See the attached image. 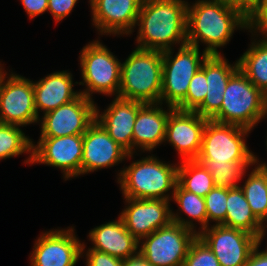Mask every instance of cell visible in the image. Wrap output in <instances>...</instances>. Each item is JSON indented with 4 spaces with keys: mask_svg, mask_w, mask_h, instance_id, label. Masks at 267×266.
Segmentation results:
<instances>
[{
    "mask_svg": "<svg viewBox=\"0 0 267 266\" xmlns=\"http://www.w3.org/2000/svg\"><path fill=\"white\" fill-rule=\"evenodd\" d=\"M187 44H206L208 55H220L235 29H250V16L237 6L214 0H197L187 7ZM200 41V42H199Z\"/></svg>",
    "mask_w": 267,
    "mask_h": 266,
    "instance_id": "obj_1",
    "label": "cell"
},
{
    "mask_svg": "<svg viewBox=\"0 0 267 266\" xmlns=\"http://www.w3.org/2000/svg\"><path fill=\"white\" fill-rule=\"evenodd\" d=\"M187 7L184 0H143L136 22L137 47L165 51L187 44Z\"/></svg>",
    "mask_w": 267,
    "mask_h": 266,
    "instance_id": "obj_2",
    "label": "cell"
},
{
    "mask_svg": "<svg viewBox=\"0 0 267 266\" xmlns=\"http://www.w3.org/2000/svg\"><path fill=\"white\" fill-rule=\"evenodd\" d=\"M178 164H167L155 156L134 161L118 174L122 194L125 198L169 200L171 189L178 182Z\"/></svg>",
    "mask_w": 267,
    "mask_h": 266,
    "instance_id": "obj_3",
    "label": "cell"
},
{
    "mask_svg": "<svg viewBox=\"0 0 267 266\" xmlns=\"http://www.w3.org/2000/svg\"><path fill=\"white\" fill-rule=\"evenodd\" d=\"M162 51L136 47L121 63L118 97L143 103H160Z\"/></svg>",
    "mask_w": 267,
    "mask_h": 266,
    "instance_id": "obj_4",
    "label": "cell"
},
{
    "mask_svg": "<svg viewBox=\"0 0 267 266\" xmlns=\"http://www.w3.org/2000/svg\"><path fill=\"white\" fill-rule=\"evenodd\" d=\"M267 109V95L238 69L229 79L220 111L211 119L252 130Z\"/></svg>",
    "mask_w": 267,
    "mask_h": 266,
    "instance_id": "obj_5",
    "label": "cell"
},
{
    "mask_svg": "<svg viewBox=\"0 0 267 266\" xmlns=\"http://www.w3.org/2000/svg\"><path fill=\"white\" fill-rule=\"evenodd\" d=\"M80 67L82 82L86 89L80 91L88 99L93 93L116 95L118 97L121 82V62L99 40L90 42L82 48Z\"/></svg>",
    "mask_w": 267,
    "mask_h": 266,
    "instance_id": "obj_6",
    "label": "cell"
},
{
    "mask_svg": "<svg viewBox=\"0 0 267 266\" xmlns=\"http://www.w3.org/2000/svg\"><path fill=\"white\" fill-rule=\"evenodd\" d=\"M250 131L241 126L208 120L196 160L202 164L254 162V153L245 143Z\"/></svg>",
    "mask_w": 267,
    "mask_h": 266,
    "instance_id": "obj_7",
    "label": "cell"
},
{
    "mask_svg": "<svg viewBox=\"0 0 267 266\" xmlns=\"http://www.w3.org/2000/svg\"><path fill=\"white\" fill-rule=\"evenodd\" d=\"M172 50L173 48L162 51L160 103L165 101L167 106L175 108L186 97L191 79L208 54L203 51L201 55L198 47L189 44L180 46L174 57Z\"/></svg>",
    "mask_w": 267,
    "mask_h": 266,
    "instance_id": "obj_8",
    "label": "cell"
},
{
    "mask_svg": "<svg viewBox=\"0 0 267 266\" xmlns=\"http://www.w3.org/2000/svg\"><path fill=\"white\" fill-rule=\"evenodd\" d=\"M197 236V232L171 221L143 237L139 252L153 266H182Z\"/></svg>",
    "mask_w": 267,
    "mask_h": 266,
    "instance_id": "obj_9",
    "label": "cell"
},
{
    "mask_svg": "<svg viewBox=\"0 0 267 266\" xmlns=\"http://www.w3.org/2000/svg\"><path fill=\"white\" fill-rule=\"evenodd\" d=\"M7 75L0 87V123L23 127L39 122L33 82L13 72Z\"/></svg>",
    "mask_w": 267,
    "mask_h": 266,
    "instance_id": "obj_10",
    "label": "cell"
},
{
    "mask_svg": "<svg viewBox=\"0 0 267 266\" xmlns=\"http://www.w3.org/2000/svg\"><path fill=\"white\" fill-rule=\"evenodd\" d=\"M221 266H244L252 250L261 242L256 236L223 225L197 231Z\"/></svg>",
    "mask_w": 267,
    "mask_h": 266,
    "instance_id": "obj_11",
    "label": "cell"
},
{
    "mask_svg": "<svg viewBox=\"0 0 267 266\" xmlns=\"http://www.w3.org/2000/svg\"><path fill=\"white\" fill-rule=\"evenodd\" d=\"M96 120L93 100L80 94L76 99L42 116L40 137H62L84 134Z\"/></svg>",
    "mask_w": 267,
    "mask_h": 266,
    "instance_id": "obj_12",
    "label": "cell"
},
{
    "mask_svg": "<svg viewBox=\"0 0 267 266\" xmlns=\"http://www.w3.org/2000/svg\"><path fill=\"white\" fill-rule=\"evenodd\" d=\"M83 134L40 137L32 145V164H46L62 170L65 180L81 175Z\"/></svg>",
    "mask_w": 267,
    "mask_h": 266,
    "instance_id": "obj_13",
    "label": "cell"
},
{
    "mask_svg": "<svg viewBox=\"0 0 267 266\" xmlns=\"http://www.w3.org/2000/svg\"><path fill=\"white\" fill-rule=\"evenodd\" d=\"M74 230L71 227L42 233L35 241L31 266H74L85 250Z\"/></svg>",
    "mask_w": 267,
    "mask_h": 266,
    "instance_id": "obj_14",
    "label": "cell"
},
{
    "mask_svg": "<svg viewBox=\"0 0 267 266\" xmlns=\"http://www.w3.org/2000/svg\"><path fill=\"white\" fill-rule=\"evenodd\" d=\"M124 199L128 206H125L119 217L128 232L138 241L172 221L169 200Z\"/></svg>",
    "mask_w": 267,
    "mask_h": 266,
    "instance_id": "obj_15",
    "label": "cell"
},
{
    "mask_svg": "<svg viewBox=\"0 0 267 266\" xmlns=\"http://www.w3.org/2000/svg\"><path fill=\"white\" fill-rule=\"evenodd\" d=\"M209 119L194 111L174 109L168 117L164 142H168L182 160L196 159L200 153L204 128Z\"/></svg>",
    "mask_w": 267,
    "mask_h": 266,
    "instance_id": "obj_16",
    "label": "cell"
},
{
    "mask_svg": "<svg viewBox=\"0 0 267 266\" xmlns=\"http://www.w3.org/2000/svg\"><path fill=\"white\" fill-rule=\"evenodd\" d=\"M132 155L118 145L95 120L83 134L81 174L113 167L126 158H132Z\"/></svg>",
    "mask_w": 267,
    "mask_h": 266,
    "instance_id": "obj_17",
    "label": "cell"
},
{
    "mask_svg": "<svg viewBox=\"0 0 267 266\" xmlns=\"http://www.w3.org/2000/svg\"><path fill=\"white\" fill-rule=\"evenodd\" d=\"M93 25L100 34L129 35L136 26L143 0H89Z\"/></svg>",
    "mask_w": 267,
    "mask_h": 266,
    "instance_id": "obj_18",
    "label": "cell"
},
{
    "mask_svg": "<svg viewBox=\"0 0 267 266\" xmlns=\"http://www.w3.org/2000/svg\"><path fill=\"white\" fill-rule=\"evenodd\" d=\"M144 104L115 96L103 113L100 114V110L96 106V121L129 154H132V135L137 113Z\"/></svg>",
    "mask_w": 267,
    "mask_h": 266,
    "instance_id": "obj_19",
    "label": "cell"
},
{
    "mask_svg": "<svg viewBox=\"0 0 267 266\" xmlns=\"http://www.w3.org/2000/svg\"><path fill=\"white\" fill-rule=\"evenodd\" d=\"M161 107L162 103H145L139 109L133 127L132 154L135 148L150 152L164 142L167 120L175 108L167 106L168 110H163Z\"/></svg>",
    "mask_w": 267,
    "mask_h": 266,
    "instance_id": "obj_20",
    "label": "cell"
},
{
    "mask_svg": "<svg viewBox=\"0 0 267 266\" xmlns=\"http://www.w3.org/2000/svg\"><path fill=\"white\" fill-rule=\"evenodd\" d=\"M238 69V61L230 65L222 54L208 55L206 57L207 93L194 112L211 120L220 111L226 85Z\"/></svg>",
    "mask_w": 267,
    "mask_h": 266,
    "instance_id": "obj_21",
    "label": "cell"
},
{
    "mask_svg": "<svg viewBox=\"0 0 267 266\" xmlns=\"http://www.w3.org/2000/svg\"><path fill=\"white\" fill-rule=\"evenodd\" d=\"M88 237L94 245L91 249L122 260L139 251V241L128 232L120 217L118 220L95 227L89 232Z\"/></svg>",
    "mask_w": 267,
    "mask_h": 266,
    "instance_id": "obj_22",
    "label": "cell"
},
{
    "mask_svg": "<svg viewBox=\"0 0 267 266\" xmlns=\"http://www.w3.org/2000/svg\"><path fill=\"white\" fill-rule=\"evenodd\" d=\"M73 85L72 74L69 71H57L33 82L38 118L40 110L45 114L76 99L81 93L75 92Z\"/></svg>",
    "mask_w": 267,
    "mask_h": 266,
    "instance_id": "obj_23",
    "label": "cell"
},
{
    "mask_svg": "<svg viewBox=\"0 0 267 266\" xmlns=\"http://www.w3.org/2000/svg\"><path fill=\"white\" fill-rule=\"evenodd\" d=\"M226 205V218L220 225L248 232L260 241L263 240L266 230L252 212L240 186L228 188Z\"/></svg>",
    "mask_w": 267,
    "mask_h": 266,
    "instance_id": "obj_24",
    "label": "cell"
},
{
    "mask_svg": "<svg viewBox=\"0 0 267 266\" xmlns=\"http://www.w3.org/2000/svg\"><path fill=\"white\" fill-rule=\"evenodd\" d=\"M256 40L237 60L238 67L252 84L267 95V39Z\"/></svg>",
    "mask_w": 267,
    "mask_h": 266,
    "instance_id": "obj_25",
    "label": "cell"
},
{
    "mask_svg": "<svg viewBox=\"0 0 267 266\" xmlns=\"http://www.w3.org/2000/svg\"><path fill=\"white\" fill-rule=\"evenodd\" d=\"M172 199L178 204L181 211H183L189 219L186 220L171 211L172 222L178 223L183 227H187L195 232V225L192 220H197L200 223L201 229L207 228V213L204 197L196 195L195 193L184 190L178 183L175 190L171 192Z\"/></svg>",
    "mask_w": 267,
    "mask_h": 266,
    "instance_id": "obj_26",
    "label": "cell"
},
{
    "mask_svg": "<svg viewBox=\"0 0 267 266\" xmlns=\"http://www.w3.org/2000/svg\"><path fill=\"white\" fill-rule=\"evenodd\" d=\"M254 215L267 225V167L257 165L240 186ZM265 221V223H264Z\"/></svg>",
    "mask_w": 267,
    "mask_h": 266,
    "instance_id": "obj_27",
    "label": "cell"
},
{
    "mask_svg": "<svg viewBox=\"0 0 267 266\" xmlns=\"http://www.w3.org/2000/svg\"><path fill=\"white\" fill-rule=\"evenodd\" d=\"M177 183L184 190L202 197H205L215 187L211 174L196 159L180 162Z\"/></svg>",
    "mask_w": 267,
    "mask_h": 266,
    "instance_id": "obj_28",
    "label": "cell"
},
{
    "mask_svg": "<svg viewBox=\"0 0 267 266\" xmlns=\"http://www.w3.org/2000/svg\"><path fill=\"white\" fill-rule=\"evenodd\" d=\"M32 145L20 126L0 123V160L29 152L25 163L32 164Z\"/></svg>",
    "mask_w": 267,
    "mask_h": 266,
    "instance_id": "obj_29",
    "label": "cell"
},
{
    "mask_svg": "<svg viewBox=\"0 0 267 266\" xmlns=\"http://www.w3.org/2000/svg\"><path fill=\"white\" fill-rule=\"evenodd\" d=\"M254 162H227L221 164H203L213 177L215 186L222 188H237L248 166Z\"/></svg>",
    "mask_w": 267,
    "mask_h": 266,
    "instance_id": "obj_30",
    "label": "cell"
},
{
    "mask_svg": "<svg viewBox=\"0 0 267 266\" xmlns=\"http://www.w3.org/2000/svg\"><path fill=\"white\" fill-rule=\"evenodd\" d=\"M207 93L206 59L190 81L186 97L175 107L181 111H194Z\"/></svg>",
    "mask_w": 267,
    "mask_h": 266,
    "instance_id": "obj_31",
    "label": "cell"
},
{
    "mask_svg": "<svg viewBox=\"0 0 267 266\" xmlns=\"http://www.w3.org/2000/svg\"><path fill=\"white\" fill-rule=\"evenodd\" d=\"M228 197V188L215 186L205 197L206 213H207V228L209 220L220 225L226 218V202Z\"/></svg>",
    "mask_w": 267,
    "mask_h": 266,
    "instance_id": "obj_32",
    "label": "cell"
},
{
    "mask_svg": "<svg viewBox=\"0 0 267 266\" xmlns=\"http://www.w3.org/2000/svg\"><path fill=\"white\" fill-rule=\"evenodd\" d=\"M182 266H221L207 244L197 236L192 242Z\"/></svg>",
    "mask_w": 267,
    "mask_h": 266,
    "instance_id": "obj_33",
    "label": "cell"
},
{
    "mask_svg": "<svg viewBox=\"0 0 267 266\" xmlns=\"http://www.w3.org/2000/svg\"><path fill=\"white\" fill-rule=\"evenodd\" d=\"M86 253V266H122L123 260L107 253L89 248Z\"/></svg>",
    "mask_w": 267,
    "mask_h": 266,
    "instance_id": "obj_34",
    "label": "cell"
},
{
    "mask_svg": "<svg viewBox=\"0 0 267 266\" xmlns=\"http://www.w3.org/2000/svg\"><path fill=\"white\" fill-rule=\"evenodd\" d=\"M251 28L249 31L254 36V33H260L257 35L267 39V0H263L261 6L250 17ZM254 33H253V32Z\"/></svg>",
    "mask_w": 267,
    "mask_h": 266,
    "instance_id": "obj_35",
    "label": "cell"
},
{
    "mask_svg": "<svg viewBox=\"0 0 267 266\" xmlns=\"http://www.w3.org/2000/svg\"><path fill=\"white\" fill-rule=\"evenodd\" d=\"M78 0H48V10L56 22L62 21L63 18L67 17Z\"/></svg>",
    "mask_w": 267,
    "mask_h": 266,
    "instance_id": "obj_36",
    "label": "cell"
},
{
    "mask_svg": "<svg viewBox=\"0 0 267 266\" xmlns=\"http://www.w3.org/2000/svg\"><path fill=\"white\" fill-rule=\"evenodd\" d=\"M21 3L30 19L48 10V0H21Z\"/></svg>",
    "mask_w": 267,
    "mask_h": 266,
    "instance_id": "obj_37",
    "label": "cell"
},
{
    "mask_svg": "<svg viewBox=\"0 0 267 266\" xmlns=\"http://www.w3.org/2000/svg\"><path fill=\"white\" fill-rule=\"evenodd\" d=\"M260 245L261 242L252 250L244 266H267V248L266 250L260 251L258 249Z\"/></svg>",
    "mask_w": 267,
    "mask_h": 266,
    "instance_id": "obj_38",
    "label": "cell"
},
{
    "mask_svg": "<svg viewBox=\"0 0 267 266\" xmlns=\"http://www.w3.org/2000/svg\"><path fill=\"white\" fill-rule=\"evenodd\" d=\"M262 3L263 0H237V7L245 11L251 17Z\"/></svg>",
    "mask_w": 267,
    "mask_h": 266,
    "instance_id": "obj_39",
    "label": "cell"
},
{
    "mask_svg": "<svg viewBox=\"0 0 267 266\" xmlns=\"http://www.w3.org/2000/svg\"><path fill=\"white\" fill-rule=\"evenodd\" d=\"M122 266H153L145 257L138 251L136 254L124 259Z\"/></svg>",
    "mask_w": 267,
    "mask_h": 266,
    "instance_id": "obj_40",
    "label": "cell"
},
{
    "mask_svg": "<svg viewBox=\"0 0 267 266\" xmlns=\"http://www.w3.org/2000/svg\"><path fill=\"white\" fill-rule=\"evenodd\" d=\"M267 118V109L265 110V113L264 115L261 117V120ZM266 145H267V141H266ZM259 159L256 157V155H254V164L256 165H259V166H262V167H267V164L266 163H259L258 161Z\"/></svg>",
    "mask_w": 267,
    "mask_h": 266,
    "instance_id": "obj_41",
    "label": "cell"
},
{
    "mask_svg": "<svg viewBox=\"0 0 267 266\" xmlns=\"http://www.w3.org/2000/svg\"><path fill=\"white\" fill-rule=\"evenodd\" d=\"M214 1H221V2H225L234 6H237V0H214Z\"/></svg>",
    "mask_w": 267,
    "mask_h": 266,
    "instance_id": "obj_42",
    "label": "cell"
},
{
    "mask_svg": "<svg viewBox=\"0 0 267 266\" xmlns=\"http://www.w3.org/2000/svg\"><path fill=\"white\" fill-rule=\"evenodd\" d=\"M3 68L2 66L0 67V87H1V84H2V81H3V77L4 75L7 73L6 71L3 72Z\"/></svg>",
    "mask_w": 267,
    "mask_h": 266,
    "instance_id": "obj_43",
    "label": "cell"
}]
</instances>
